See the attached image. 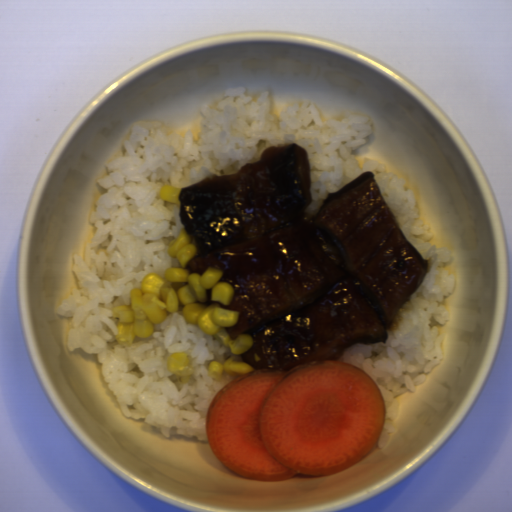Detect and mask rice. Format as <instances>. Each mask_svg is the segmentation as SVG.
<instances>
[{"mask_svg": "<svg viewBox=\"0 0 512 512\" xmlns=\"http://www.w3.org/2000/svg\"><path fill=\"white\" fill-rule=\"evenodd\" d=\"M246 93L243 86L226 88L214 95L212 104L202 105L204 119L197 122L195 137L190 128L181 136L160 120L134 123L129 138L122 140L124 153L105 162L108 174L96 182L107 191L96 198L88 217L96 233L85 242L84 260L74 253L70 266L80 289L72 287L56 306L59 316L70 318L68 352L82 349L97 355L101 376L125 419H143L166 438L175 428L176 435L209 441L208 408L239 377L224 373L216 380L210 377L209 363L225 362L231 350L215 335L187 325L178 312L155 324L150 337L135 336L132 344L119 346L113 309L130 306V290L141 289L147 274L164 276L167 268L179 265L167 247L183 227L180 202L162 201V185L182 188L211 174L236 173L246 162L258 160L267 146L297 143L310 163L312 202L307 213H316L328 193L372 171L397 225L430 266L395 317L387 340L353 345L339 358L364 370L382 393L385 422L375 447L384 449L395 433L392 421L400 408L393 397L416 393L415 386L444 360L445 333L430 324L433 318L444 327L450 319L448 309L438 303L454 292L455 275L437 267L450 263L453 252L430 242L435 234L420 219L404 178L368 157L361 167L352 155L373 132L369 115L345 111L340 120L321 121L316 102L307 101L285 106L276 115L270 112L269 90L256 100ZM174 352L186 353L194 371L183 386L165 367Z\"/></svg>", "mask_w": 512, "mask_h": 512, "instance_id": "obj_1", "label": "rice"}]
</instances>
